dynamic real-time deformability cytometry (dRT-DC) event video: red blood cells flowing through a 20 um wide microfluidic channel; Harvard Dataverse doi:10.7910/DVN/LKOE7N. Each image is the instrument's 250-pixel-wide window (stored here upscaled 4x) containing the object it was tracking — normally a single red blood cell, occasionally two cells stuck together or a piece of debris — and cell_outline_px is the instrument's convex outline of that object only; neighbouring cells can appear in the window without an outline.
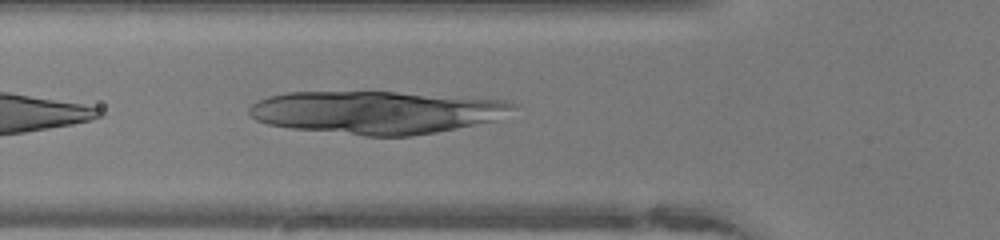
{"species": "human", "species_latin": "Homo sapiens", "temperature_condition": "warm", "stored_images_in_passage": 36, "camera_frame_rate_fps": 3000, "um_per_image_px": 0.085, "donor": {"sex": "female"}, "frame": {"image": 1, "passage_image": 4, "time_ms": 1.0, "image_size_px": [1000, 240], "cell_outline_px": [[516, 108], [492, 120], [456, 128], [436, 132], [412, 136], [364, 136], [292, 128], [268, 124], [256, 120], [248, 112], [248, 108], [252, 104], [268, 96], [288, 92], [396, 92], [508, 100], [516, 104]], "centroid_in_image_um": [31.97, 9.54], "position_along_channel_um": 93.8, "area_um2": 65.43}}